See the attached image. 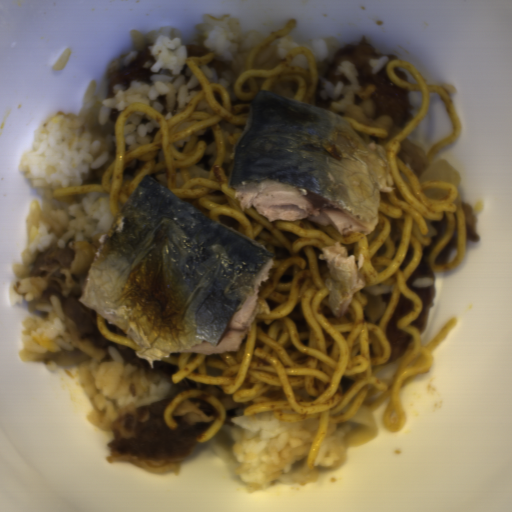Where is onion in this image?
<instances>
[{
  "mask_svg": "<svg viewBox=\"0 0 512 512\" xmlns=\"http://www.w3.org/2000/svg\"><path fill=\"white\" fill-rule=\"evenodd\" d=\"M420 181L449 182L455 187L459 183L460 173L445 157H439L418 178Z\"/></svg>",
  "mask_w": 512,
  "mask_h": 512,
  "instance_id": "2",
  "label": "onion"
},
{
  "mask_svg": "<svg viewBox=\"0 0 512 512\" xmlns=\"http://www.w3.org/2000/svg\"><path fill=\"white\" fill-rule=\"evenodd\" d=\"M355 422L358 428L349 435L351 446L365 445L374 442L379 436L378 426L374 413L364 405L351 416L347 417Z\"/></svg>",
  "mask_w": 512,
  "mask_h": 512,
  "instance_id": "1",
  "label": "onion"
}]
</instances>
